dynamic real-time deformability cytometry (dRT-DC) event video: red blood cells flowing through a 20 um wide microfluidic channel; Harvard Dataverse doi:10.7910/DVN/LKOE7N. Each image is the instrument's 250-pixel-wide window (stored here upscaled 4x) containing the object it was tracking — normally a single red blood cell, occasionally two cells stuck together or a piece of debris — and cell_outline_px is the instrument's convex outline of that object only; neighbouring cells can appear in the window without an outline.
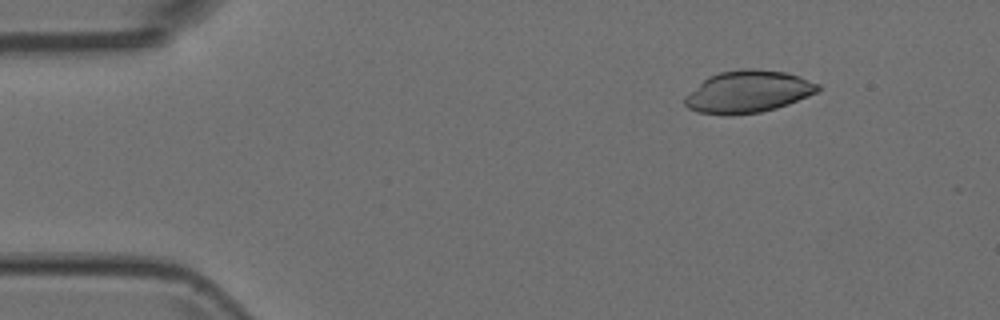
{"species": "Egyptian fruit bat (a non-hibernating species)", "species_latin": "Rousettus aegyptiacus", "temperature_condition": "room temperature", "stored_images_in_passage": 5, "camera_frame_rate_fps": 3000, "um_per_image_px": 0.085, "animal": {"sex": "female"}, "frame": {"image": 1, "passage_image": 2, "time_ms": 0.333, "image_size_px": [1000, 320], "cell_outline_px": [[820, 88], [816, 92], [808, 96], [788, 104], [776, 108], [760, 112], [728, 116], [700, 112], [688, 108], [684, 104], [684, 100], [708, 76], [720, 72], [744, 68], [752, 68], [784, 72], [800, 76], [820, 84]], "centroid_in_image_um": [63.62, 7.8], "position_along_channel_um": 21.4, "area_um2": 32.37}}